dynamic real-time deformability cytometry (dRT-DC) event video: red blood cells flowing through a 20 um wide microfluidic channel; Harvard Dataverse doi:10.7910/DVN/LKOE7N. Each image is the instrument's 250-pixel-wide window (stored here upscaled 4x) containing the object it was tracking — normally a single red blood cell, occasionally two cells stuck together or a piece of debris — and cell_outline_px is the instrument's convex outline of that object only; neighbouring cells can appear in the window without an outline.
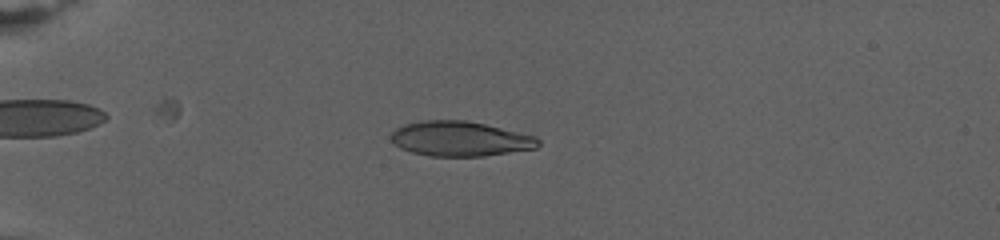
{"species": "human", "species_latin": "Homo sapiens", "temperature_condition": "warm", "stored_images_in_passage": 77, "camera_frame_rate_fps": 3000, "um_per_image_px": 0.085, "donor": {"sex": "female"}, "frame": {"image": 1, "passage_image": 22, "time_ms": 7.333, "image_size_px": [1000, 240], "cell_outline_px": [[540, 144], [536, 148], [484, 156], [428, 156], [412, 152], [400, 148], [392, 140], [392, 132], [396, 128], [404, 124], [420, 120], [464, 120], [484, 124], [536, 136], [540, 140]], "centroid_in_image_um": [39.11, 11.79], "position_along_channel_um": 45.9, "area_um2": 29.82}}
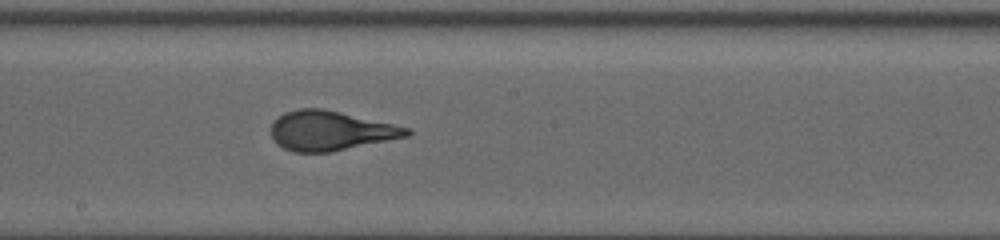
{"frame": {"image": 2, "passage_image": 49, "time_ms": 15.333, "image_size_px": [1000, 240], "cell_outline_px": [[412, 132], [408, 136], [332, 152], [292, 152], [276, 144], [272, 140], [272, 120], [284, 112], [300, 108], [320, 108], [340, 112], [392, 124], [408, 128]], "centroid_in_image_um": [28.03, 11.12], "position_along_channel_um": 220.2, "area_um2": 31.15}}
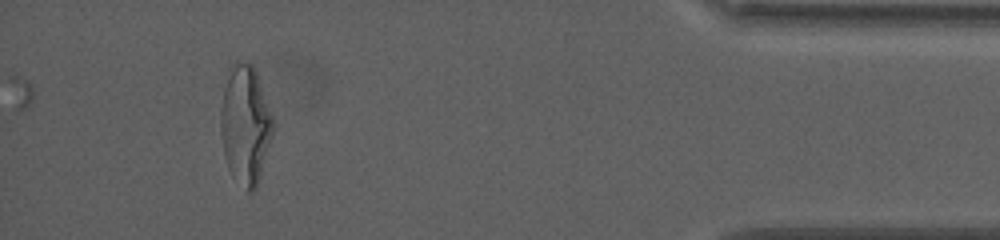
{"frame": {"image": 3, "passage_image": 77, "time_ms": 24.333, "image_size_px": [1000, 240], "cell_outline_px": [[272, 136], [260, 176], [256, 188], [252, 192], [248, 192], [228, 168], [224, 156], [220, 128], [220, 112], [224, 88], [228, 68], [236, 60], [252, 64], [256, 72], [272, 116]], "centroid_in_image_um": [20.83, 10.57], "position_along_channel_um": 414.4, "area_um2": 35.78}, "authors_computed_cell_mechanics": {"area_um2": 30.9808, "velocity_mm_per_s": 2.6946, "shape_relaxation_time_tau1_ms": 9.2449, "shape_relaxation_time_tau2_ms": null, "deformation_change_tau1": 0.2913, "deformation_change_tau2": null}}